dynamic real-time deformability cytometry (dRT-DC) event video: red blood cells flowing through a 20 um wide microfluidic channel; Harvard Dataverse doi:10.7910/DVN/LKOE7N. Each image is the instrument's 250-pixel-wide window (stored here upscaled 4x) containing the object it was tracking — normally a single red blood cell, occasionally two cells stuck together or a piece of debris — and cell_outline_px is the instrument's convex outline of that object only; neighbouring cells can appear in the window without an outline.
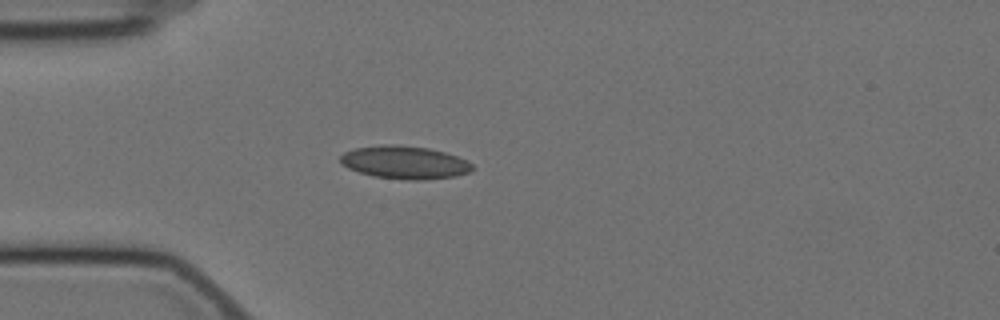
{"species": "Egyptian fruit bat (a non-hibernating species)", "species_latin": "Rousettus aegyptiacus", "temperature_condition": "cold", "stored_images_in_passage": 43, "camera_frame_rate_fps": 3000, "um_per_image_px": 0.085, "animal": {"sex": "female"}, "frame": {"image": 1, "passage_image": 1, "time_ms": 0.0, "image_size_px": [1000, 320], "cell_outline_px": [[472, 168], [468, 172], [456, 176], [424, 180], [408, 180], [372, 176], [348, 168], [340, 160], [340, 156], [344, 152], [356, 148], [380, 144], [392, 144], [428, 148], [444, 152], [468, 160], [472, 164]], "centroid_in_image_um": [34.39, 13.8], "position_along_channel_um": 50.6, "area_um2": 25.26}}
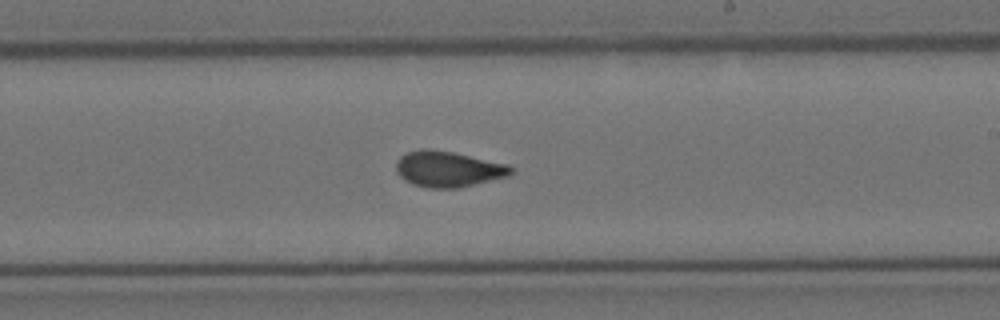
{"frame": {"image": 2, "passage_image": 19, "time_ms": 6.0, "image_size_px": [1000, 320], "cell_outline_px": [[512, 172], [508, 176], [456, 188], [428, 188], [412, 184], [404, 180], [396, 172], [396, 164], [400, 156], [408, 152], [424, 148], [428, 148], [452, 152], [508, 164], [512, 168]], "centroid_in_image_um": [38.05, 14.37], "position_along_channel_um": 250.9, "area_um2": 23.76}}
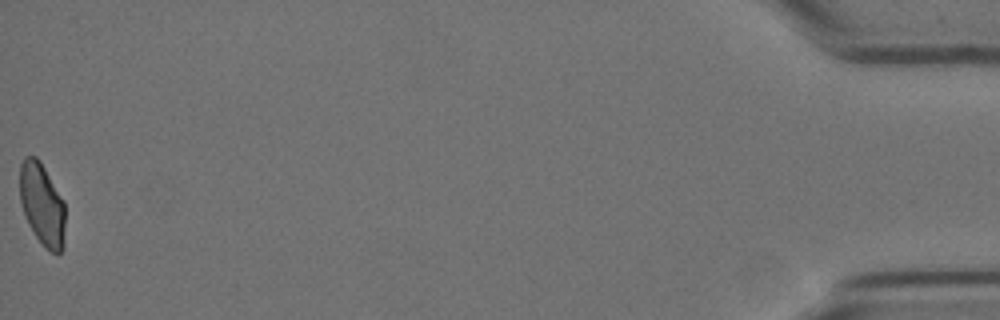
{"frame": {"image": 3, "passage_image": 43, "time_ms": 14.0, "image_size_px": [1000, 320], "cell_outline_px": [[64, 248], [60, 252], [52, 252], [44, 248], [28, 224], [20, 200], [20, 164], [24, 156], [36, 156], [40, 160], [64, 200]], "centroid_in_image_um": [3.58, 17.35], "position_along_channel_um": 431.6, "area_um2": 21.85}, "authors_computed_cell_mechanics": {"area_um2": 23.2356, "velocity_mm_per_s": 3.5108, "shape_relaxation_time_tau1_ms": 8.0108, "shape_relaxation_time_tau2_ms": 0.8466, "deformation_change_tau1": 0.1697, "deformation_change_tau2": 0.0718}}